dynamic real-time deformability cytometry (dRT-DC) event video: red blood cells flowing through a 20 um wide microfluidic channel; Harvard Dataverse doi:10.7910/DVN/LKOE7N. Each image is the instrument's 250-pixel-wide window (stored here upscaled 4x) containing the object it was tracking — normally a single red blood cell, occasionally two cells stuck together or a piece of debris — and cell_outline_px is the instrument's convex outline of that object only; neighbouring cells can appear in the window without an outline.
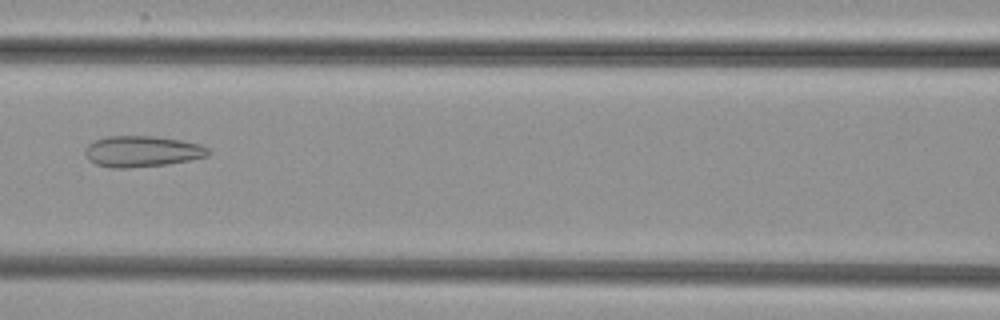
{"species": "common noctule bat (a hibernating species)", "species_latin": "Nyctalus noctula", "temperature_condition": "cold", "stored_images_in_passage": 6, "camera_frame_rate_fps": 3000, "um_per_image_px": 0.085, "animal": {"sex": "female", "body_mass_g": 29.2, "forearm_length_mm": 56.3}, "frame": {"image": 1, "passage_image": 6, "time_ms": 6.667, "image_size_px": [1000, 320], "cell_outline_px": [[212, 152], [208, 156], [168, 164], [128, 168], [108, 168], [96, 164], [88, 160], [84, 152], [84, 148], [88, 144], [96, 140], [108, 136], [156, 136], [180, 140], [200, 144], [208, 148]], "centroid_in_image_um": [12.06, 12.87], "position_along_channel_um": 154.5, "area_um2": 22.43}}